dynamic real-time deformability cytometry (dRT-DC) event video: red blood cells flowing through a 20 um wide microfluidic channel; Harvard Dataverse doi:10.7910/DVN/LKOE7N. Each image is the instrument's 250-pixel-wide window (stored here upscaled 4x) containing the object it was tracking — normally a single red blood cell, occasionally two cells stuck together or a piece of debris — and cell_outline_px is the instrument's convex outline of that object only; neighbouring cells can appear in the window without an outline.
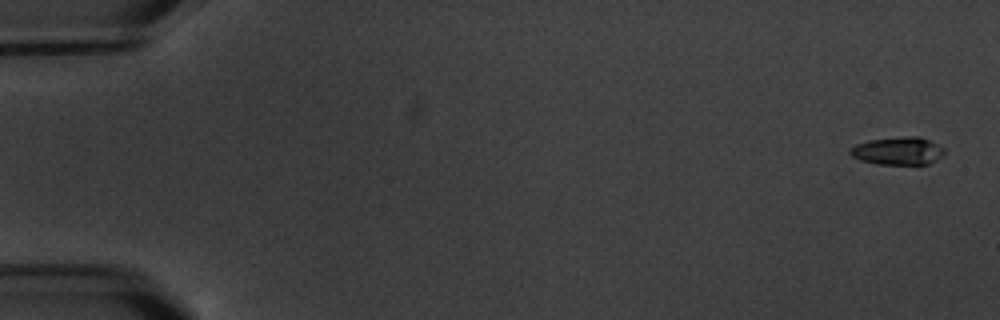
{"species": "common noctule bat (a hibernating species)", "species_latin": "Nyctalus noctula", "temperature_condition": "warm", "stored_images_in_passage": 5, "camera_frame_rate_fps": 3000, "um_per_image_px": 0.085, "animal": {"sex": "male", "body_mass_g": 20.1, "forearm_length_mm": 53.5}, "frame": {"image": 1, "passage_image": 1, "time_ms": 0.0, "image_size_px": [1000, 320], "cell_outline_px": [[948, 152], [944, 156], [928, 164], [876, 164], [860, 160], [852, 156], [848, 152], [856, 144], [868, 140], [908, 136], [920, 136], [944, 148]], "centroid_in_image_um": [76.36, 12.83], "position_along_channel_um": 8.6, "area_um2": 15.37}}
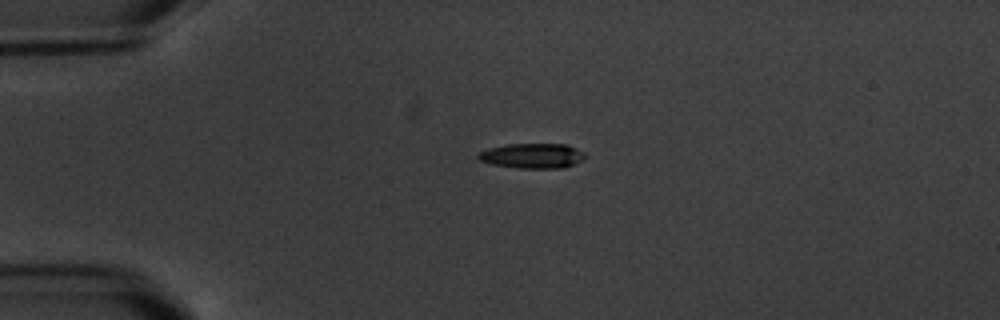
{"frame": {"image": 2, "passage_image": 4, "time_ms": 4.333, "image_size_px": [1000, 320], "cell_outline_px": [[588, 156], [584, 160], [576, 164], [564, 168], [516, 168], [492, 164], [480, 160], [476, 156], [480, 152], [488, 148], [508, 144], [568, 144], [584, 152]], "centroid_in_image_um": [45.32, 13.25], "position_along_channel_um": 39.7, "area_um2": 15.78}}